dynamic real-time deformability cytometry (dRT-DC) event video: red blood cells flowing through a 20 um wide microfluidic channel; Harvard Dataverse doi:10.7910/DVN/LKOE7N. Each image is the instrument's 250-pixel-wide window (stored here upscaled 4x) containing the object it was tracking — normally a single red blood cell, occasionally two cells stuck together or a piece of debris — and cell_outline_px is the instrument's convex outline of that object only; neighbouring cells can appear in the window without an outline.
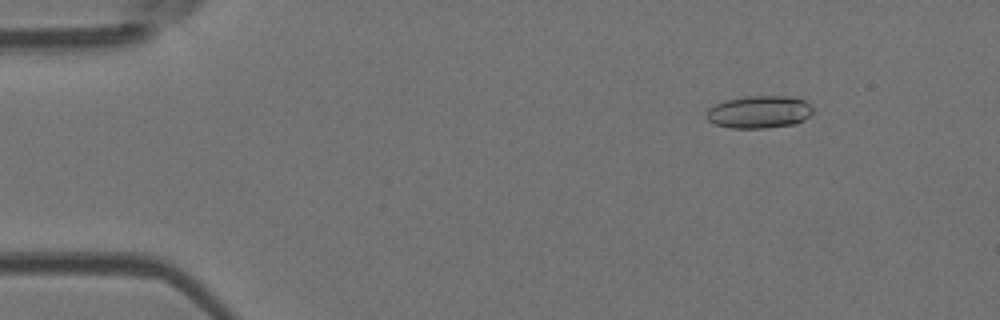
{"species": "Egyptian fruit bat (a non-hibernating species)", "species_latin": "Rousettus aegyptiacus", "temperature_condition": "room temperature", "stored_images_in_passage": 7, "camera_frame_rate_fps": 3000, "um_per_image_px": 0.085, "animal": {"sex": "female"}, "frame": {"image": 1, "passage_image": 2, "time_ms": 1.333, "image_size_px": [1000, 320], "cell_outline_px": [[812, 112], [804, 120], [796, 124], [764, 128], [732, 128], [716, 124], [708, 120], [708, 108], [724, 100], [744, 96], [784, 96], [804, 100], [812, 108]], "centroid_in_image_um": [64.53, 9.51], "position_along_channel_um": 20.5, "area_um2": 20.0}}
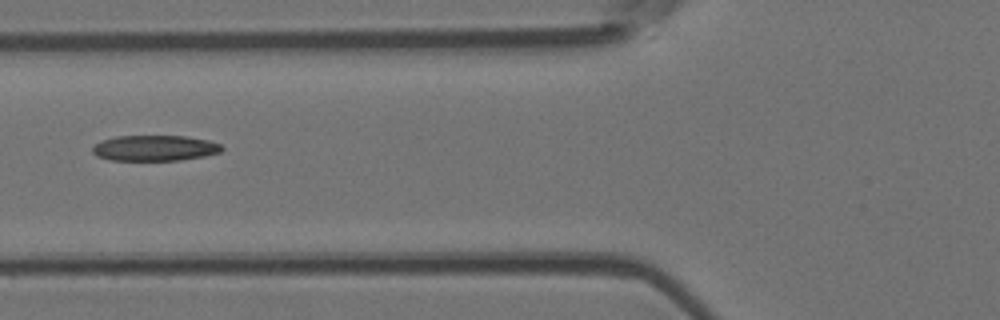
{"frame": {"image": 2, "passage_image": 6, "time_ms": 6.0, "image_size_px": [1000, 320], "cell_outline_px": [[224, 148], [220, 152], [204, 156], [180, 160], [112, 160], [96, 156], [92, 152], [92, 148], [96, 144], [104, 140], [116, 136], [184, 136], [208, 140], [220, 144]], "centroid_in_image_um": [13.16, 12.59], "position_along_channel_um": 112.6, "area_um2": 19.19}}
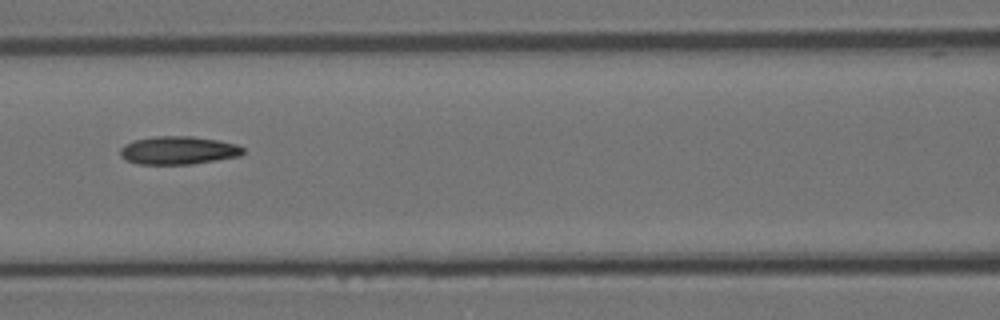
{"frame": {"image": 3, "passage_image": 7, "time_ms": 7.0, "image_size_px": [1000, 320], "cell_outline_px": [[244, 152], [240, 156], [192, 164], [140, 164], [124, 160], [120, 156], [120, 148], [124, 144], [132, 140], [152, 136], [192, 136], [216, 140], [236, 144], [244, 148]], "centroid_in_image_um": [15.11, 12.77], "position_along_channel_um": 151.5, "area_um2": 20.29}}